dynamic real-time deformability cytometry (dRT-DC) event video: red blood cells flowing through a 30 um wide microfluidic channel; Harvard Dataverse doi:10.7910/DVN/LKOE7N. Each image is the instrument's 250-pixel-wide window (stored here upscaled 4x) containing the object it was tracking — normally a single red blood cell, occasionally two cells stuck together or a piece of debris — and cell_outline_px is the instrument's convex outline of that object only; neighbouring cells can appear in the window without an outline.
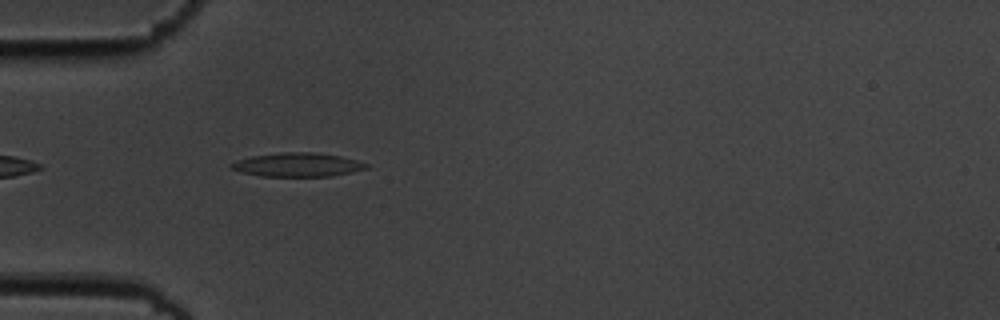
{"species": "common noctule bat (a hibernating species)", "species_latin": "Nyctalus noctula", "temperature_condition": "cold", "stored_images_in_passage": 42, "camera_frame_rate_fps": 3000, "um_per_image_px": 0.085, "animal": {"sex": "male", "body_mass_g": 19.5, "forearm_length_mm": 54.6}, "frame": {"image": 1, "passage_image": 3, "time_ms": 0.667, "image_size_px": [1000, 320], "cell_outline_px": [[368, 168], [352, 172], [332, 176], [260, 176], [240, 172], [232, 168], [228, 164], [236, 160], [252, 156], [280, 152], [316, 152], [340, 156], [356, 160], [368, 164]], "centroid_in_image_um": [25.27, 14.0], "position_along_channel_um": 59.7, "area_um2": 18.79}}
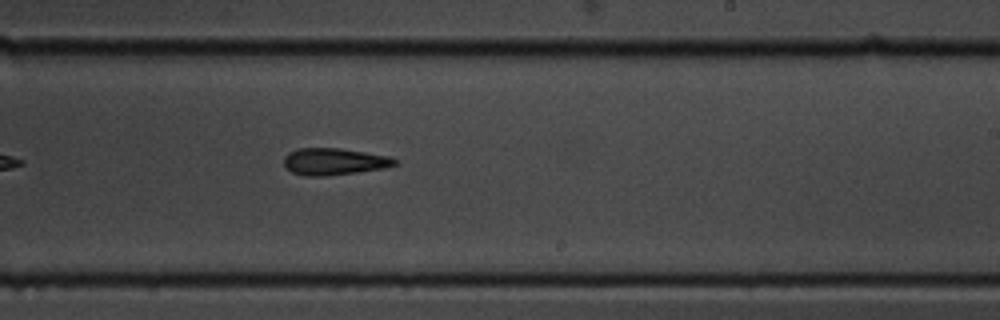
{"frame": {"image": 2, "passage_image": 20, "time_ms": 6.333, "image_size_px": [1000, 320], "cell_outline_px": [[400, 164], [384, 168], [356, 172], [324, 176], [304, 176], [292, 172], [284, 164], [284, 156], [288, 152], [296, 148], [340, 148], [392, 156], [400, 160]], "centroid_in_image_um": [28.46, 13.72], "position_along_channel_um": 260.5, "area_um2": 17.63}}
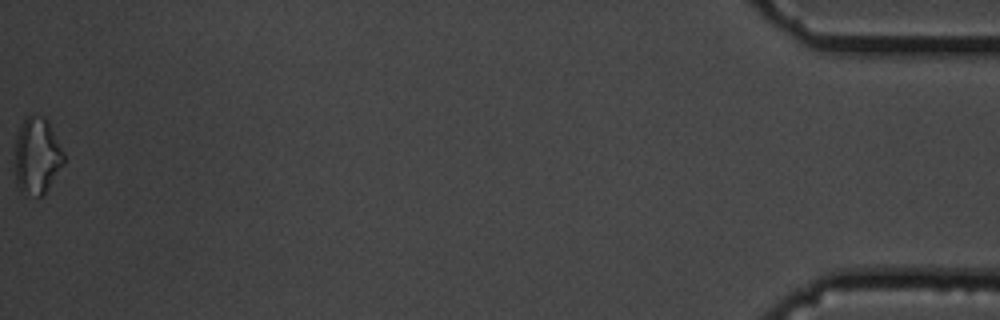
{"frame": {"image": 3, "passage_image": 42, "time_ms": 13.667, "image_size_px": [1000, 320], "cell_outline_px": [[64, 164], [44, 192], [40, 196], [36, 196], [20, 192], [16, 184], [16, 136], [20, 124], [32, 112], [44, 116], [48, 120], [64, 152]], "centroid_in_image_um": [3.15, 13.2], "position_along_channel_um": 432.1, "area_um2": 21.85}, "authors_computed_cell_mechanics": {"area_um2": 17.7446, "velocity_mm_per_s": 3.6188, "shape_relaxation_time_tau1_ms": 2.7952, "shape_relaxation_time_tau2_ms": null, "deformation_change_tau1": 0.1334, "deformation_change_tau2": null}}